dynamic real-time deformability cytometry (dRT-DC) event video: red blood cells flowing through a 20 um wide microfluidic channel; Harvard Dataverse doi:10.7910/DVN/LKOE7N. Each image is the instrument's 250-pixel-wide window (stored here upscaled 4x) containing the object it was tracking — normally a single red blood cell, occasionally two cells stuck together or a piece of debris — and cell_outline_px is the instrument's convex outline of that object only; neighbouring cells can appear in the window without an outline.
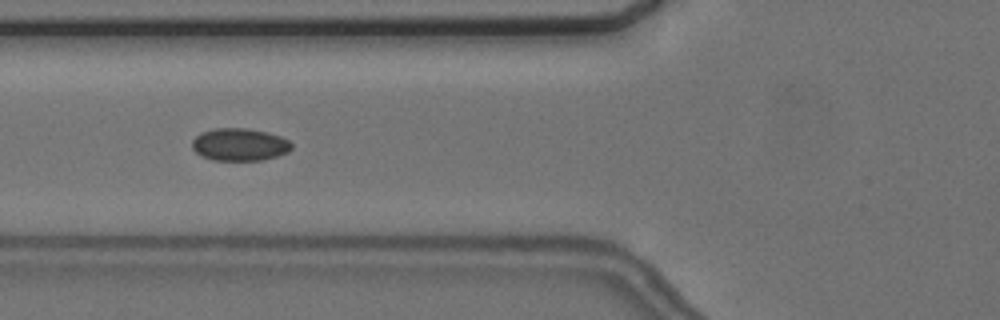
{"species": "common noctule bat (a hibernating species)", "species_latin": "Nyctalus noctula", "temperature_condition": "cold", "stored_images_in_passage": 6, "camera_frame_rate_fps": 3000, "um_per_image_px": 0.085, "animal": {"sex": "female", "body_mass_g": 24.6, "forearm_length_mm": 56.2}, "frame": {"image": 1, "passage_image": 3, "time_ms": 2.333, "image_size_px": [1000, 320], "cell_outline_px": [[292, 148], [288, 152], [264, 160], [212, 160], [196, 152], [192, 148], [192, 140], [200, 132], [216, 128], [248, 128], [268, 132], [280, 136], [288, 140], [292, 144]], "centroid_in_image_um": [20.37, 12.28], "position_along_channel_um": 105.4, "area_um2": 18.9}}
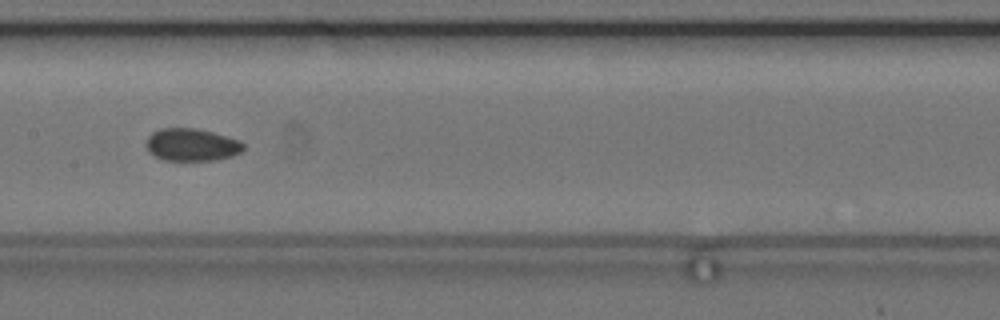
{"frame": {"image": 2, "passage_image": 5, "time_ms": 4.667, "image_size_px": [1000, 320], "cell_outline_px": [[244, 148], [240, 152], [232, 156], [216, 160], [164, 160], [148, 152], [148, 136], [152, 132], [160, 128], [192, 128], [212, 132], [240, 140], [244, 144]], "centroid_in_image_um": [16.31, 12.3], "position_along_channel_um": 191.1, "area_um2": 18.26}}